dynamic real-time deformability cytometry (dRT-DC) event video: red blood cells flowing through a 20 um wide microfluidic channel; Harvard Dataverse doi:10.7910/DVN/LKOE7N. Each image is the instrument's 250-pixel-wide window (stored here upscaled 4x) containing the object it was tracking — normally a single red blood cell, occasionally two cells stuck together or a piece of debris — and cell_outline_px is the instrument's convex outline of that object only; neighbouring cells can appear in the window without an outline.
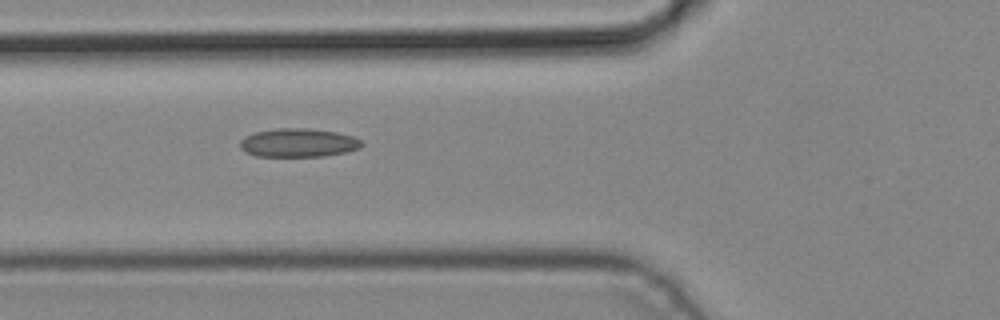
{"species": "common noctule bat (a hibernating species)", "species_latin": "Nyctalus noctula", "temperature_condition": "cold", "stored_images_in_passage": 4, "camera_frame_rate_fps": 3000, "um_per_image_px": 0.085, "animal": {"sex": "male", "body_mass_g": 19.2, "forearm_length_mm": 51.8}, "frame": {"image": 1, "passage_image": 3, "time_ms": 0.667, "image_size_px": [1000, 320], "cell_outline_px": [[364, 144], [360, 148], [344, 152], [324, 156], [256, 156], [244, 152], [240, 148], [240, 140], [244, 136], [256, 132], [276, 128], [304, 128], [336, 132], [352, 136], [360, 140]], "centroid_in_image_um": [25.32, 12.13], "position_along_channel_um": 100.5, "area_um2": 20.23}}
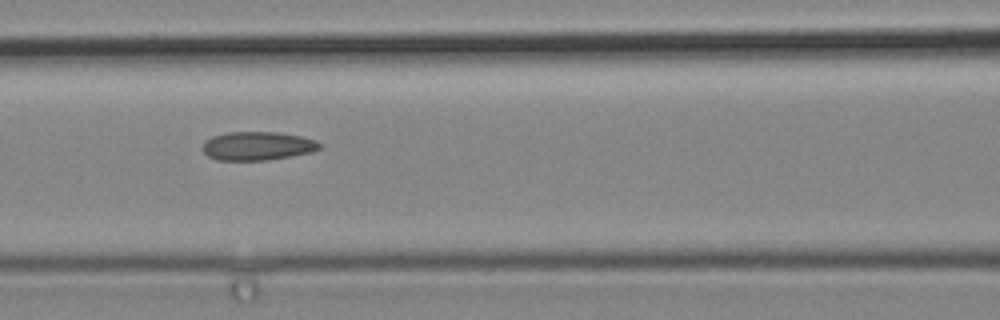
{"frame": {"image": 2, "passage_image": 4, "time_ms": 1.0, "image_size_px": [1000, 320], "cell_outline_px": [[320, 148], [312, 152], [292, 156], [268, 160], [216, 160], [208, 156], [200, 148], [204, 140], [212, 136], [228, 132], [276, 132], [300, 136], [316, 140], [320, 144]], "centroid_in_image_um": [21.84, 12.41], "position_along_channel_um": 144.8, "area_um2": 19.65}}